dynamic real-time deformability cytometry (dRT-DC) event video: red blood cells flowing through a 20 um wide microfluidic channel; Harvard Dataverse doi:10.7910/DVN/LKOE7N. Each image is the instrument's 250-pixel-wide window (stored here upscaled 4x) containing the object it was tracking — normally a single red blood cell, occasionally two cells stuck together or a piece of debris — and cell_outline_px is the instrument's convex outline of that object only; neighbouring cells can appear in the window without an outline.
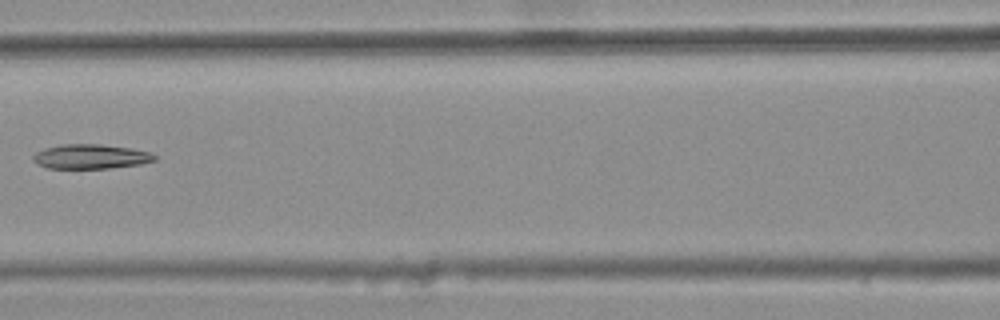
{"species": "common noctule bat (a hibernating species)", "species_latin": "Nyctalus noctula", "temperature_condition": "warm", "stored_images_in_passage": 7, "camera_frame_rate_fps": 3000, "um_per_image_px": 0.085, "animal": {"sex": "female", "body_mass_g": 25.1}, "frame": {"image": 1, "passage_image": 6, "time_ms": 1.667, "image_size_px": [1000, 320], "cell_outline_px": [[156, 160], [140, 164], [108, 168], [48, 168], [36, 164], [32, 160], [32, 156], [36, 152], [44, 148], [60, 144], [100, 144], [132, 148], [152, 152], [156, 156]], "centroid_in_image_um": [7.7, 13.3], "position_along_channel_um": 158.9, "area_um2": 17.51}}
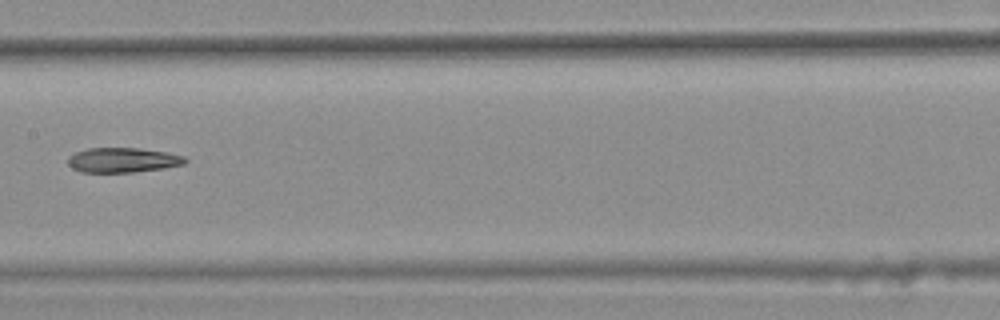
{"frame": {"image": 2, "passage_image": 7, "time_ms": 2.0, "image_size_px": [1000, 320], "cell_outline_px": [[188, 160], [184, 164], [164, 168], [132, 172], [80, 172], [72, 168], [68, 164], [68, 156], [72, 152], [88, 148], [140, 148], [164, 152], [184, 156]], "centroid_in_image_um": [10.39, 13.6], "position_along_channel_um": 197.0, "area_um2": 16.99}}